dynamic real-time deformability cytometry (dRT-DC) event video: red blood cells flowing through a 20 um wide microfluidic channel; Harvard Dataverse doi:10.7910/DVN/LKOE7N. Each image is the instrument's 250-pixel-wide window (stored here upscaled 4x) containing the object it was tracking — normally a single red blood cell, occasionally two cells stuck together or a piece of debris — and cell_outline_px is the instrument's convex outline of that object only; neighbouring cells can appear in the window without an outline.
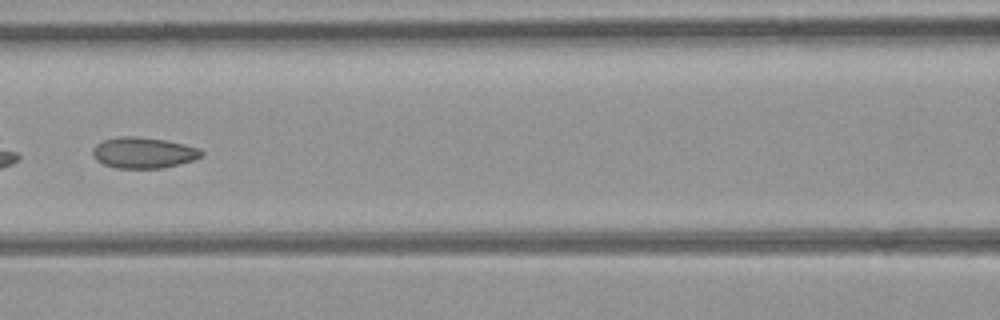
{"species": "common noctule bat (a hibernating species)", "species_latin": "Nyctalus noctula", "temperature_condition": "room temperature", "stored_images_in_passage": 31, "camera_frame_rate_fps": 3000, "um_per_image_px": 0.085, "animal": {"sex": "female", "body_mass_g": 21.9}, "frame": {"image": 1, "passage_image": 10, "time_ms": 3.0, "image_size_px": [1000, 320], "cell_outline_px": [[204, 152], [196, 160], [180, 164], [160, 168], [116, 168], [104, 164], [96, 160], [92, 156], [92, 148], [96, 144], [104, 140], [124, 136], [132, 136], [164, 140], [184, 144], [200, 148]], "centroid_in_image_um": [12.19, 12.99], "position_along_channel_um": 154.4, "area_um2": 19.59}}
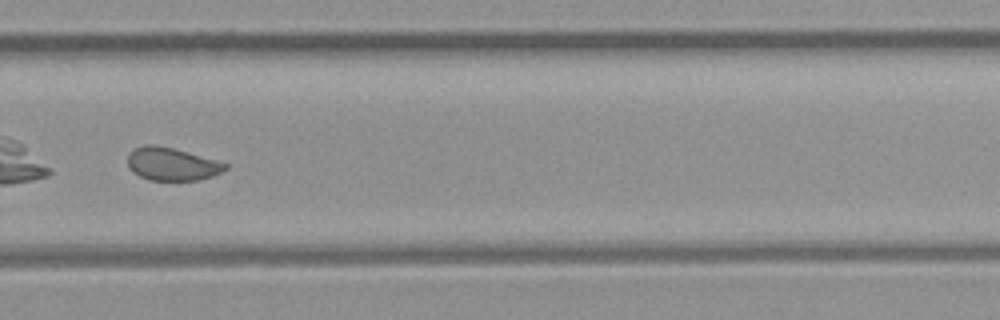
{"frame": {"image": 2, "passage_image": 22, "time_ms": 7.0, "image_size_px": [1000, 320], "cell_outline_px": [[228, 168], [212, 176], [196, 180], [148, 180], [132, 172], [128, 168], [128, 156], [136, 148], [144, 144], [156, 144], [188, 152], [216, 160], [228, 164]], "centroid_in_image_um": [14.59, 13.94], "position_along_channel_um": 315.2, "area_um2": 18.61}, "authors_computed_cell_mechanics": {"area_um2": 19.4786, "velocity_mm_per_s": 4.0311, "shape_relaxation_time_tau1_ms": null, "shape_relaxation_time_tau2_ms": 1.498, "deformation_change_tau1": null, "deformation_change_tau2": 0.07}}